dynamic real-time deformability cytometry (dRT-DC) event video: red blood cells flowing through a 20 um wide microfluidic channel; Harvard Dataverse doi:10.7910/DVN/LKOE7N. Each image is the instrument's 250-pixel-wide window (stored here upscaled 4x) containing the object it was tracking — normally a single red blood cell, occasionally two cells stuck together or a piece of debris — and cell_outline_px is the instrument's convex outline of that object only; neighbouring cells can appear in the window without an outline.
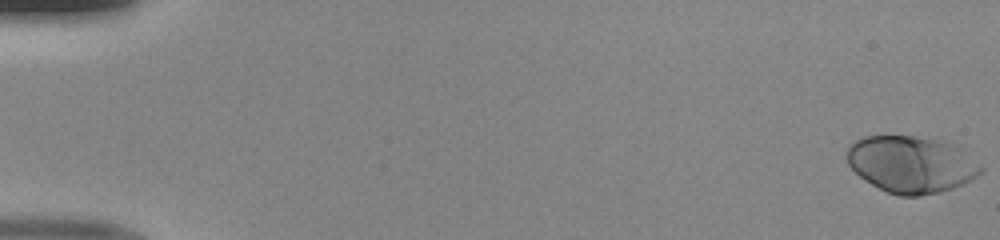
{"species": "human", "species_latin": "Homo sapiens", "temperature_condition": "room temperature", "stored_images_in_passage": 50, "camera_frame_rate_fps": 3000, "um_per_image_px": 0.085, "donor": {"sex": "male"}, "frame": {"image": 1, "passage_image": 1, "time_ms": 0.0, "image_size_px": [1000, 240], "cell_outline_px": [[984, 172], [972, 180], [952, 188], [940, 192], [920, 196], [900, 196], [888, 192], [864, 180], [848, 164], [844, 152], [848, 144], [864, 136], [912, 136], [944, 140], [960, 148], [984, 168]], "centroid_in_image_um": [77.44, 13.96], "position_along_channel_um": 7.6, "area_um2": 44.62}}
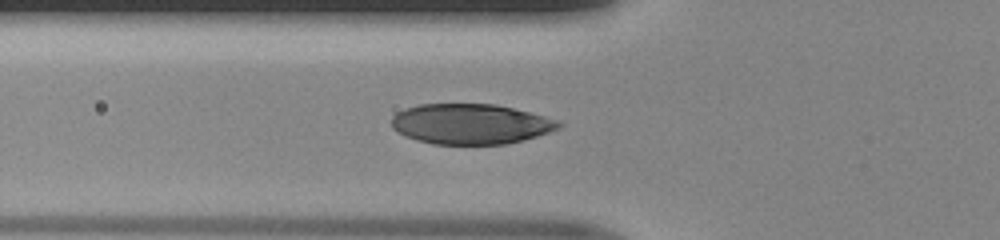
{"frame": {"image": 2, "passage_image": 19, "time_ms": 6.0, "image_size_px": [1000, 240], "cell_outline_px": [[564, 124], [560, 128], [524, 140], [504, 144], [432, 144], [416, 140], [404, 136], [396, 132], [392, 128], [392, 116], [396, 112], [404, 108], [420, 104], [496, 104], [560, 120]], "centroid_in_image_um": [39.98, 10.54], "position_along_channel_um": 85.8, "area_um2": 39.48}}
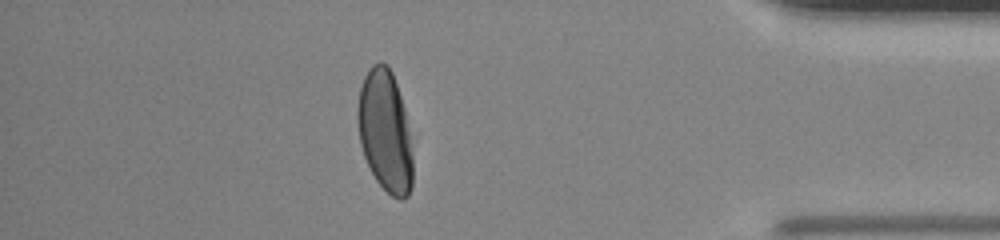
{"frame": {"image": 3, "passage_image": 44, "time_ms": 14.333, "image_size_px": [1000, 240], "cell_outline_px": [[412, 188], [408, 196], [404, 200], [400, 200], [392, 196], [376, 180], [364, 156], [360, 144], [356, 116], [356, 108], [360, 88], [364, 76], [372, 64], [380, 60], [388, 64], [392, 72], [404, 108], [412, 152]], "centroid_in_image_um": [32.71, 11.14], "position_along_channel_um": 402.5, "area_um2": 39.19}}